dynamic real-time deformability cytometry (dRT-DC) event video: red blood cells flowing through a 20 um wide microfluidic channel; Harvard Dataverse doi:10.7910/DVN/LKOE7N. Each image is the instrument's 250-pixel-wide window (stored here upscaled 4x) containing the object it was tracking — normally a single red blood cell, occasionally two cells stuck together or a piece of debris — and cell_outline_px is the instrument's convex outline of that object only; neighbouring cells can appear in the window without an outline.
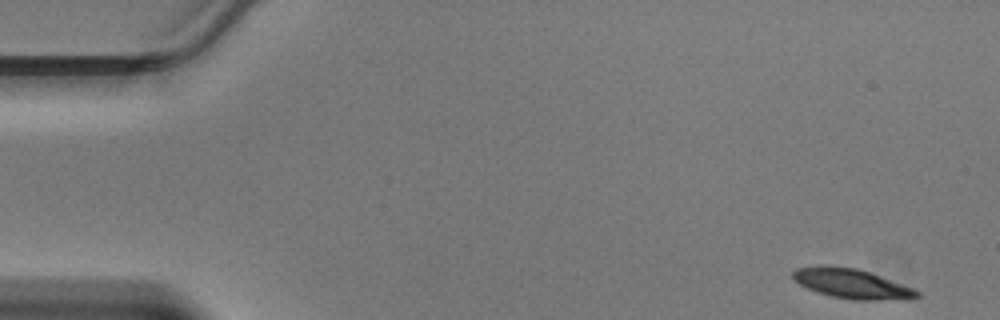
{"species": "Egyptian fruit bat (a non-hibernating species)", "species_latin": "Rousettus aegyptiacus", "temperature_condition": "warm", "stored_images_in_passage": 46, "segment_of_instrument_passage": [1, 2], "camera_frame_rate_fps": 3000, "um_per_image_px": 0.085, "animal": {"sex": "male"}, "frame": {"image": 1, "passage_image": 1, "time_ms": 0.0, "image_size_px": [1000, 320], "cell_outline_px": [[920, 296], [908, 300], [856, 300], [832, 296], [808, 288], [800, 284], [792, 276], [792, 272], [796, 268], [824, 264], [828, 264], [856, 268], [868, 272], [912, 288], [920, 292]], "centroid_in_image_um": [72.4, 24.1], "position_along_channel_um": 12.6, "area_um2": 21.33}}
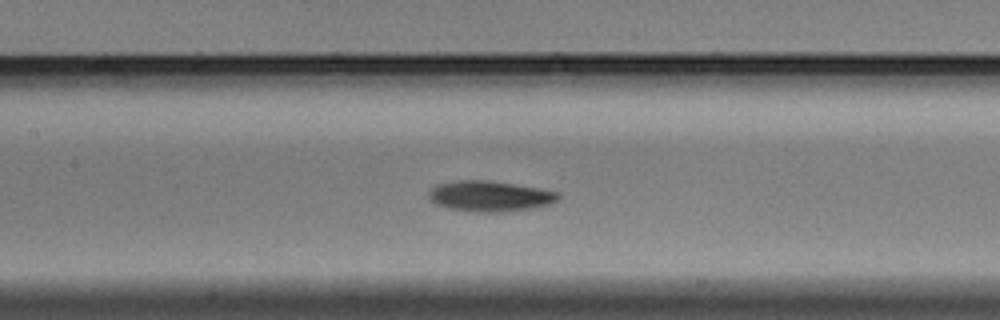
{"frame": {"image": 2, "passage_image": 20, "time_ms": 6.333, "image_size_px": [1000, 320], "cell_outline_px": [[560, 196], [556, 200], [548, 204], [532, 208], [500, 212], [472, 212], [448, 208], [436, 204], [428, 200], [428, 192], [436, 184], [456, 180], [488, 180], [540, 188], [560, 192]], "centroid_in_image_um": [41.59, 16.67], "position_along_channel_um": 165.8, "area_um2": 23.24}}
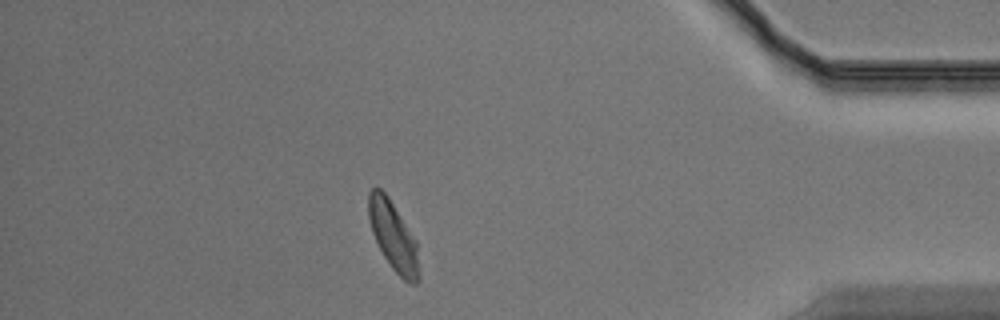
{"frame": {"image": 3, "passage_image": 39, "time_ms": 12.667, "image_size_px": [1000, 320], "cell_outline_px": [[420, 280], [416, 284], [408, 284], [392, 268], [384, 256], [372, 232], [368, 216], [368, 192], [372, 188], [380, 188], [388, 196], [416, 240], [420, 272]], "centroid_in_image_um": [33.45, 20.1], "position_along_channel_um": 401.8, "area_um2": 20.29}}